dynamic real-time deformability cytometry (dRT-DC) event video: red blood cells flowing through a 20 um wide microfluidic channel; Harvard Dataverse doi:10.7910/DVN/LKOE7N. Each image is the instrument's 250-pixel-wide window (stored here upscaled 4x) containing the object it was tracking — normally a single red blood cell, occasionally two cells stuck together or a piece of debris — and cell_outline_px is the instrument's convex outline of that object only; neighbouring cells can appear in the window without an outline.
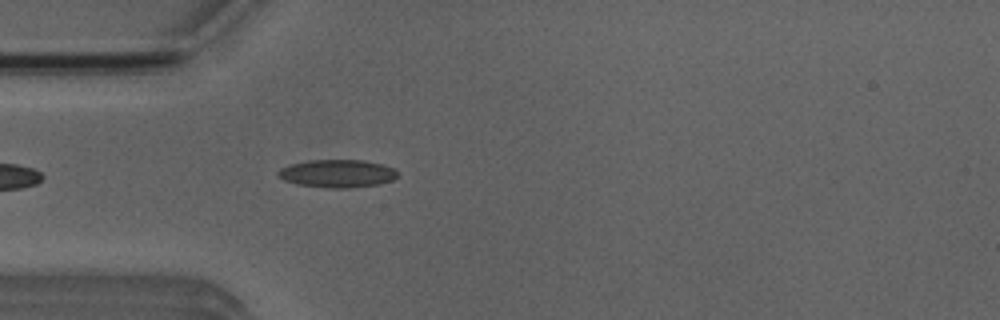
{"species": "Egyptian fruit bat (a non-hibernating species)", "species_latin": "Rousettus aegyptiacus", "temperature_condition": "room temperature", "stored_images_in_passage": 24, "camera_frame_rate_fps": 3000, "um_per_image_px": 0.085, "animal": {"sex": "male"}, "frame": {"image": 1, "passage_image": 2, "time_ms": 0.333, "image_size_px": [1000, 320], "cell_outline_px": [[396, 176], [392, 180], [380, 184], [348, 188], [328, 188], [296, 184], [284, 180], [276, 176], [276, 172], [280, 168], [292, 164], [308, 160], [364, 160], [384, 164], [396, 168]], "centroid_in_image_um": [28.66, 14.75], "position_along_channel_um": 56.3, "area_um2": 19.59}}
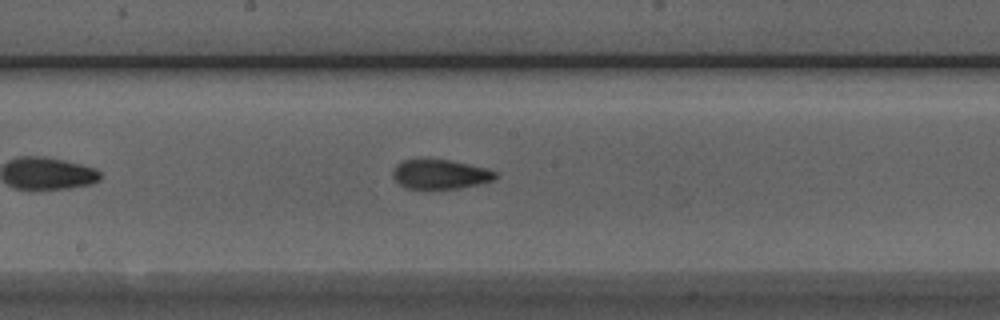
{"frame": {"image": 2, "passage_image": 14, "time_ms": 4.333, "image_size_px": [1000, 320], "cell_outline_px": [[500, 176], [492, 180], [460, 188], [408, 188], [400, 184], [392, 176], [392, 172], [396, 164], [404, 160], [448, 160], [484, 168], [496, 172]], "centroid_in_image_um": [37.4, 14.81], "position_along_channel_um": 210.8, "area_um2": 17.11}}
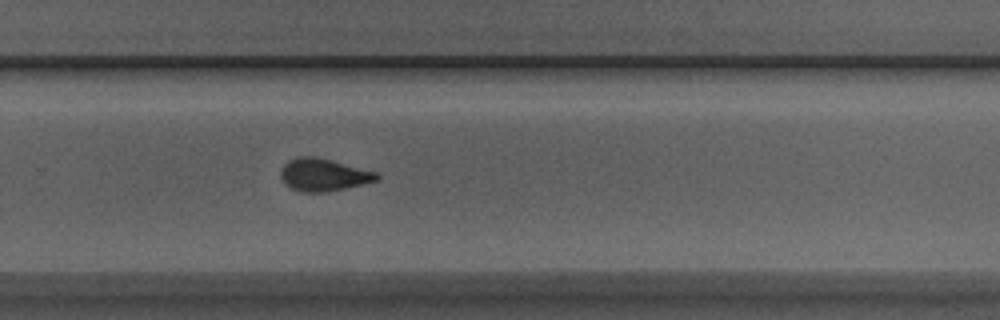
{"frame": {"image": 3, "passage_image": 21, "time_ms": 6.667, "image_size_px": [1000, 320], "cell_outline_px": [[380, 176], [376, 180], [328, 192], [300, 192], [284, 184], [280, 176], [280, 172], [284, 164], [288, 160], [300, 156], [316, 156], [332, 160], [376, 172]], "centroid_in_image_um": [27.44, 14.85], "position_along_channel_um": 302.4, "area_um2": 18.09}}